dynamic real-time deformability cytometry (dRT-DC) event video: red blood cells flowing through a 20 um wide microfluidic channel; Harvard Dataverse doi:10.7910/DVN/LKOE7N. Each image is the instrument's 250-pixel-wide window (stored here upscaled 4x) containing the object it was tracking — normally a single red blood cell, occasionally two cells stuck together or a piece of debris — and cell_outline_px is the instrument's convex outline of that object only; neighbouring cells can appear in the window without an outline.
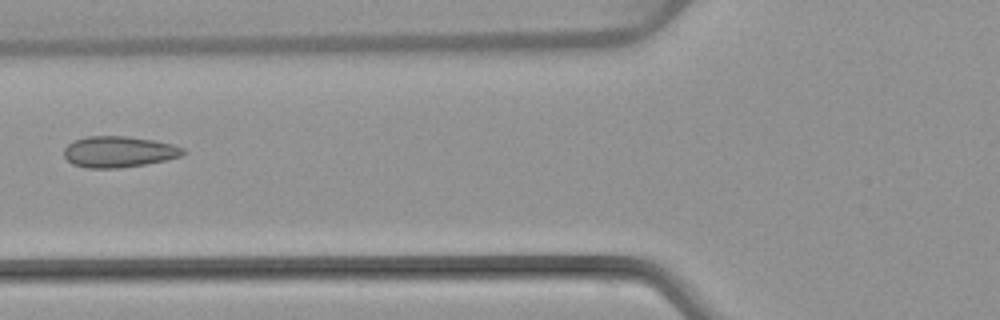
{"species": "common noctule bat (a hibernating species)", "species_latin": "Nyctalus noctula", "temperature_condition": "warm", "stored_images_in_passage": 5, "camera_frame_rate_fps": 3000, "um_per_image_px": 0.085, "animal": {"sex": "female", "body_mass_g": 22.7, "forearm_length_mm": 54.2}, "frame": {"image": 1, "passage_image": 5, "time_ms": 6.0, "image_size_px": [1000, 320], "cell_outline_px": [[188, 152], [180, 156], [164, 160], [144, 164], [120, 168], [88, 168], [72, 164], [64, 156], [64, 148], [68, 144], [76, 140], [88, 136], [128, 136], [156, 140], [172, 144], [184, 148]], "centroid_in_image_um": [10.11, 12.89], "position_along_channel_um": 115.7, "area_um2": 21.62}}